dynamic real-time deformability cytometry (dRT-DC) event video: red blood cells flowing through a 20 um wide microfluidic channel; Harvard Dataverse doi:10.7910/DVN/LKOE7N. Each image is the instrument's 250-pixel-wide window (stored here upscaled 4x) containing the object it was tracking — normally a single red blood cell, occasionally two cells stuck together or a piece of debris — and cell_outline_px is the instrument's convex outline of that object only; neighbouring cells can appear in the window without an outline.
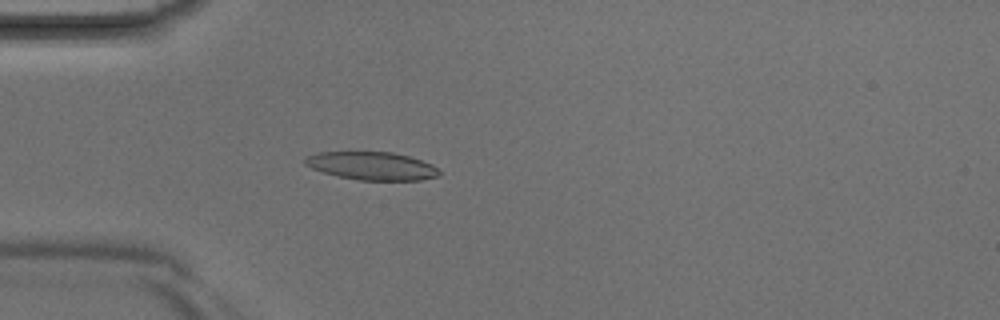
{"species": "Egyptian fruit bat (a non-hibernating species)", "species_latin": "Rousettus aegyptiacus", "temperature_condition": "room temperature", "stored_images_in_passage": 3, "camera_frame_rate_fps": 3000, "um_per_image_px": 0.085, "animal": {"sex": "male"}, "frame": {"image": 1, "passage_image": 3, "time_ms": 0.667, "image_size_px": [1000, 320], "cell_outline_px": [[440, 172], [436, 176], [420, 180], [360, 180], [336, 176], [312, 168], [304, 164], [304, 160], [308, 156], [316, 152], [392, 152], [408, 156], [432, 164]], "centroid_in_image_um": [31.58, 14.1], "position_along_channel_um": 53.4, "area_um2": 21.73}}